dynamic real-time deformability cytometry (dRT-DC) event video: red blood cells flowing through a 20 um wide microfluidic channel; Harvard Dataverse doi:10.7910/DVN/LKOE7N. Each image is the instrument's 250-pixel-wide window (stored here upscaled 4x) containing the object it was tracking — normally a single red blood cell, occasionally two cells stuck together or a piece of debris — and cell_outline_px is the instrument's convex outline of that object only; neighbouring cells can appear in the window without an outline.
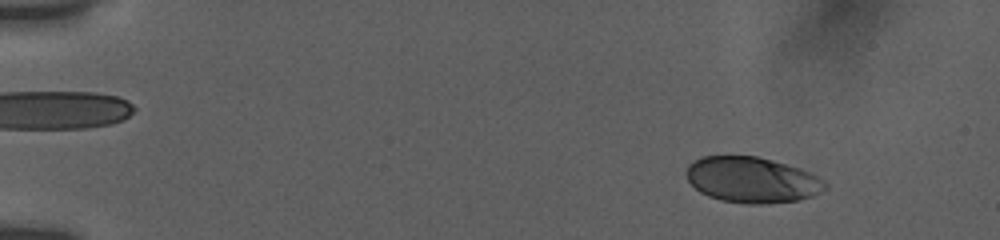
{"species": "human", "species_latin": "Homo sapiens", "temperature_condition": "room temperature", "stored_images_in_passage": 54, "camera_frame_rate_fps": 3000, "um_per_image_px": 0.085, "donor": {"sex": "female"}, "frame": {"image": 1, "passage_image": 6, "time_ms": 1.667, "image_size_px": [1000, 240], "cell_outline_px": [[828, 188], [812, 196], [796, 200], [764, 204], [748, 204], [720, 200], [708, 196], [700, 192], [684, 176], [684, 172], [688, 164], [692, 160], [700, 156], [756, 156], [772, 160], [800, 168], [812, 172], [824, 180], [828, 184]], "centroid_in_image_um": [63.9, 15.28], "position_along_channel_um": 21.1, "area_um2": 37.4}}
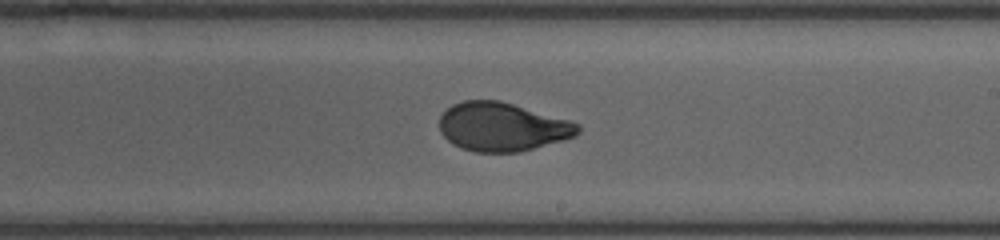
{"frame": {"image": 2, "passage_image": 33, "time_ms": 10.667, "image_size_px": [1000, 240], "cell_outline_px": [[580, 132], [576, 136], [564, 140], [520, 152], [476, 152], [460, 148], [452, 144], [440, 132], [440, 116], [452, 104], [464, 100], [500, 100], [568, 120], [580, 124]], "centroid_in_image_um": [42.69, 10.79], "position_along_channel_um": 246.3, "area_um2": 39.3}}
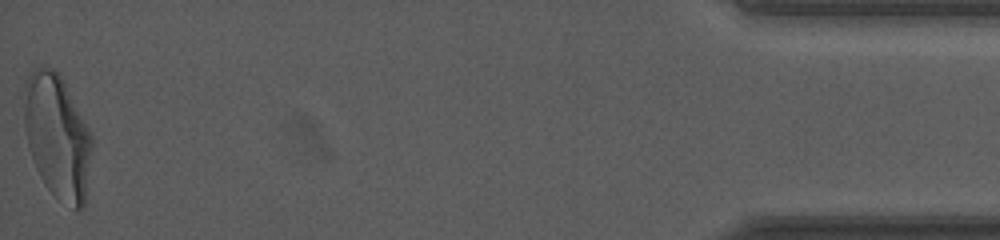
{"frame": {"image": 3, "passage_image": 54, "time_ms": 17.667, "image_size_px": [1000, 240], "cell_outline_px": [[92, 148], [84, 208], [80, 212], [76, 212], [56, 196], [44, 184], [36, 168], [28, 144], [24, 128], [20, 96], [28, 72], [32, 68], [52, 68], [60, 72], [92, 132]], "centroid_in_image_um": [4.85, 11.53], "position_along_channel_um": 430.4, "area_um2": 50.46}, "authors_computed_cell_mechanics": {"area_um2": 39.593, "velocity_mm_per_s": 3.8226, "shape_relaxation_time_tau1_ms": 4.4687, "shape_relaxation_time_tau2_ms": 0.6911, "deformation_change_tau1": 0.1705, "deformation_change_tau2": 0.0529}}